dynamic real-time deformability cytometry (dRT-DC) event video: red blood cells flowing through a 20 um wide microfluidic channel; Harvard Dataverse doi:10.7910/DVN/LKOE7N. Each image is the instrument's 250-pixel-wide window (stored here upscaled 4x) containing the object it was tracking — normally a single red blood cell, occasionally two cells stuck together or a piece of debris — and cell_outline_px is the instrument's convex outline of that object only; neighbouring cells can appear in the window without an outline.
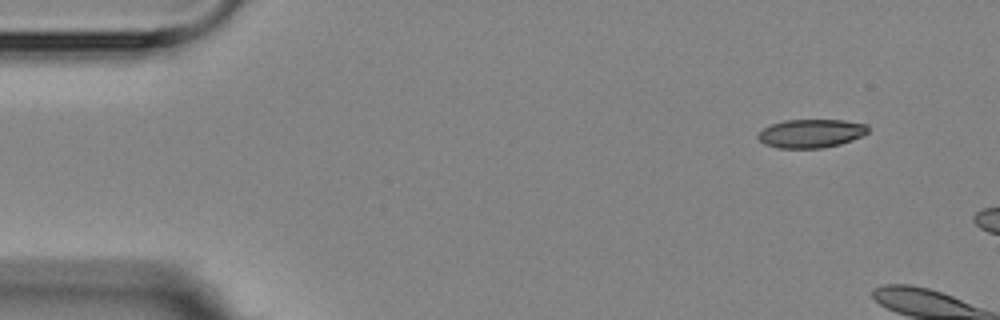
{"species": "Egyptian fruit bat (a non-hibernating species)", "species_latin": "Rousettus aegyptiacus", "temperature_condition": "room temperature", "stored_images_in_passage": 2, "camera_frame_rate_fps": 3000, "um_per_image_px": 0.085, "animal": {"sex": "female"}, "frame": {"image": 1, "passage_image": 1, "time_ms": 0.0, "image_size_px": [1000, 320], "cell_outline_px": [[868, 132], [864, 136], [840, 144], [820, 148], [776, 148], [764, 144], [756, 136], [764, 128], [772, 124], [784, 120], [844, 120], [868, 124]], "centroid_in_image_um": [68.96, 11.34], "position_along_channel_um": 16.0, "area_um2": 18.38}}